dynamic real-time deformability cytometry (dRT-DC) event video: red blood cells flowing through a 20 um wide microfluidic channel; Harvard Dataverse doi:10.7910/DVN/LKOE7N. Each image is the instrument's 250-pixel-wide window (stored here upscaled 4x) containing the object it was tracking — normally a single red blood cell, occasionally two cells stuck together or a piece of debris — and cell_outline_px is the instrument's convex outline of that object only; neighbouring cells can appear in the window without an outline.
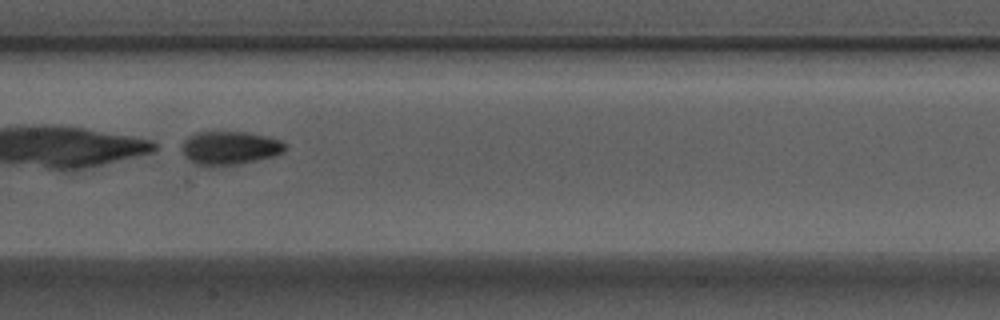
{"species": "Egyptian fruit bat (a non-hibernating species)", "species_latin": "Rousettus aegyptiacus", "temperature_condition": "warm", "stored_images_in_passage": 8, "camera_frame_rate_fps": 3000, "um_per_image_px": 0.085, "animal": {"sex": "male"}, "frame": {"image": 1, "passage_image": 7, "time_ms": 2.0, "image_size_px": [1000, 320], "cell_outline_px": [[284, 152], [272, 156], [240, 164], [212, 168], [196, 164], [188, 160], [184, 156], [180, 148], [184, 140], [188, 136], [196, 132], [248, 132], [280, 140], [284, 144]], "centroid_in_image_um": [19.44, 12.6], "position_along_channel_um": 188.0, "area_um2": 20.4}}
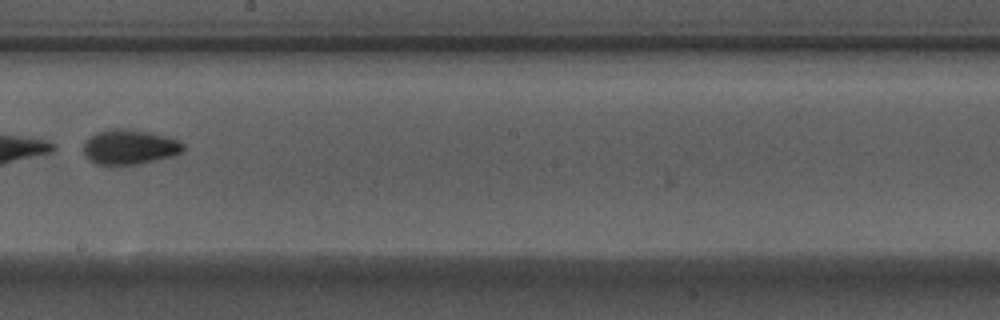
{"frame": {"image": 2, "passage_image": 8, "time_ms": 2.333, "image_size_px": [1000, 320], "cell_outline_px": [[184, 148], [180, 152], [172, 156], [156, 160], [136, 164], [96, 164], [88, 160], [84, 156], [84, 144], [96, 132], [116, 128], [124, 128], [148, 132], [176, 140], [184, 144]], "centroid_in_image_um": [10.98, 12.5], "position_along_channel_um": 237.2, "area_um2": 19.83}}